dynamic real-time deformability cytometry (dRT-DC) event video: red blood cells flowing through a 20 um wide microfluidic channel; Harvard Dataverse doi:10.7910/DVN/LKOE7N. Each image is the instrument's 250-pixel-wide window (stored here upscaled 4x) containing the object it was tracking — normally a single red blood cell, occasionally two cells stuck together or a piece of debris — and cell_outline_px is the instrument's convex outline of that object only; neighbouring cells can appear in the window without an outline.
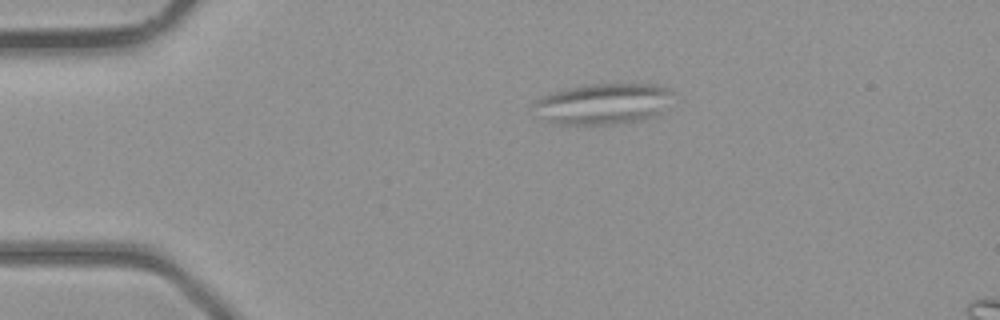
{"species": "common noctule bat (a hibernating species)", "species_latin": "Nyctalus noctula", "temperature_condition": "room temperature", "stored_images_in_passage": 4, "camera_frame_rate_fps": 3000, "um_per_image_px": 0.085, "animal": {"sex": "male", "body_mass_g": 23.1, "forearm_length_mm": 52.7}, "frame": {"image": 1, "passage_image": 2, "time_ms": 1.0, "image_size_px": [1000, 320], "cell_outline_px": [[676, 92], [664, 112], [644, 120], [612, 124], [560, 124], [532, 116], [536, 100], [540, 96], [552, 92], [568, 88], [588, 84], [656, 84]], "centroid_in_image_um": [51.28, 8.83], "position_along_channel_um": 33.7, "area_um2": 33.76}}